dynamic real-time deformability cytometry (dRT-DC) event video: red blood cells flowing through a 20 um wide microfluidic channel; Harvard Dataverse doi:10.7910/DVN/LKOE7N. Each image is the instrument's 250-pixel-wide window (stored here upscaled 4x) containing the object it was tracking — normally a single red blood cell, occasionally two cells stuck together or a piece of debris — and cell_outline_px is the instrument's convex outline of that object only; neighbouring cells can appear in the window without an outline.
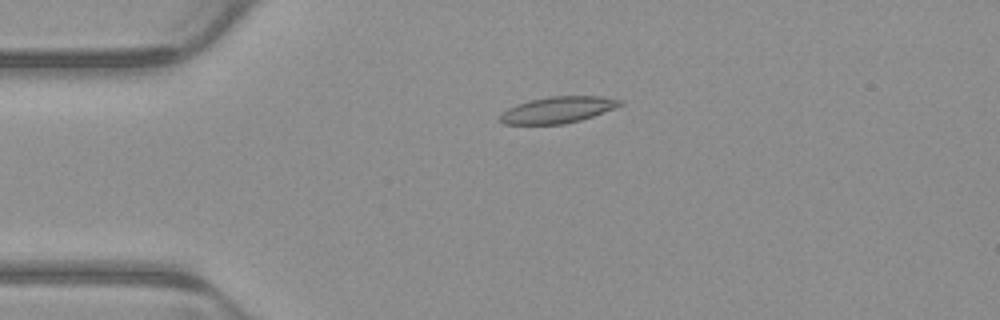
{"species": "common noctule bat (a hibernating species)", "species_latin": "Nyctalus noctula", "temperature_condition": "warm", "stored_images_in_passage": 4, "camera_frame_rate_fps": 3000, "um_per_image_px": 0.085, "animal": {"sex": "male", "body_mass_g": 23.1, "forearm_length_mm": 52.7}, "frame": {"image": 1, "passage_image": 3, "time_ms": 0.667, "image_size_px": [1000, 320], "cell_outline_px": [[624, 104], [592, 116], [580, 120], [564, 124], [504, 124], [500, 120], [500, 116], [508, 108], [516, 104], [548, 96], [604, 96], [624, 100]], "centroid_in_image_um": [47.45, 9.32], "position_along_channel_um": 37.5, "area_um2": 18.32}}